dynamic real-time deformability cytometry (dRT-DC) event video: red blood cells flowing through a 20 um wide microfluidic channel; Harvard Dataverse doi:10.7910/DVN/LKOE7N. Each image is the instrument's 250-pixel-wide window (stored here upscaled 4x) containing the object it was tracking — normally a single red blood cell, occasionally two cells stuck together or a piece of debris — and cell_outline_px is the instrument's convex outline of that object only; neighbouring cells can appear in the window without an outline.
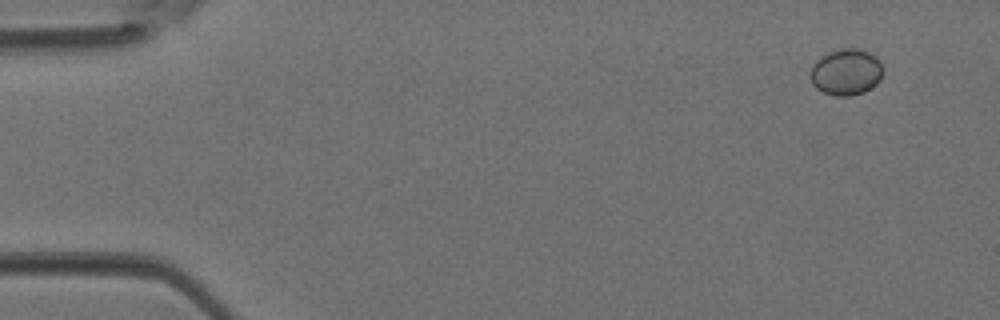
{"species": "Egyptian fruit bat (a non-hibernating species)", "species_latin": "Rousettus aegyptiacus", "temperature_condition": "room temperature", "stored_images_in_passage": 4, "camera_frame_rate_fps": 3000, "um_per_image_px": 0.085, "animal": {"sex": "female"}, "frame": {"image": 1, "passage_image": 1, "time_ms": 0.0, "image_size_px": [1000, 320], "cell_outline_px": [[880, 80], [876, 84], [864, 92], [848, 96], [836, 96], [824, 92], [816, 88], [812, 84], [808, 76], [812, 64], [820, 56], [828, 52], [840, 48], [856, 48], [868, 52], [876, 56], [880, 60]], "centroid_in_image_um": [71.86, 6.11], "position_along_channel_um": 13.1, "area_um2": 19.71}}
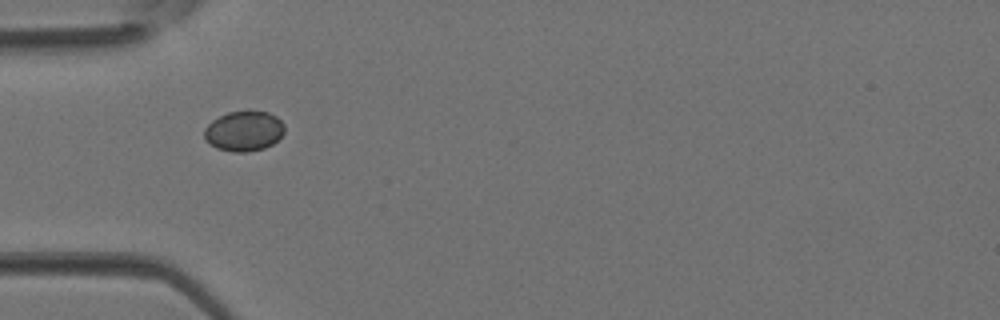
{"frame": {"image": 2, "passage_image": 4, "time_ms": 1.0, "image_size_px": [1000, 320], "cell_outline_px": [[284, 132], [272, 144], [264, 148], [248, 152], [232, 152], [216, 148], [204, 140], [204, 128], [212, 120], [228, 112], [248, 108], [268, 112], [276, 116], [284, 124]], "centroid_in_image_um": [20.72, 11.11], "position_along_channel_um": 64.3, "area_um2": 19.25}}